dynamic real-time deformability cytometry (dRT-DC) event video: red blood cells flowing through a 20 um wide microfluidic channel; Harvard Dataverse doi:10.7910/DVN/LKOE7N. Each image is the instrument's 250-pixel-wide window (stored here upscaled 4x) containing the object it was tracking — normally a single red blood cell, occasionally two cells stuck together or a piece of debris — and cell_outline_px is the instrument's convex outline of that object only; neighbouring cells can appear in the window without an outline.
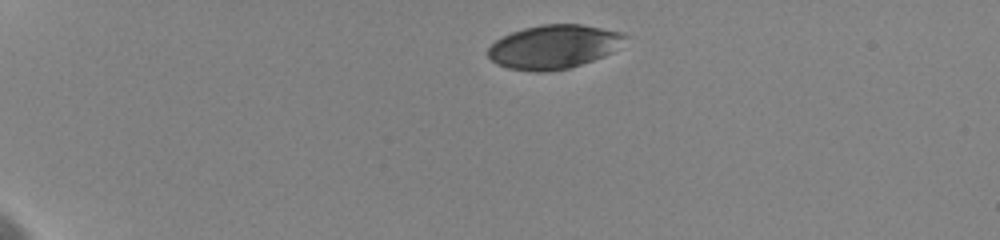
{"species": "human", "species_latin": "Homo sapiens", "temperature_condition": "cold", "stored_images_in_passage": 4, "camera_frame_rate_fps": 3000, "um_per_image_px": 0.085, "donor": {"sex": "female"}, "frame": {"image": 1, "passage_image": 1, "time_ms": 0.0, "image_size_px": [1000, 240], "cell_outline_px": [[628, 36], [612, 52], [604, 56], [568, 68], [544, 72], [536, 72], [508, 68], [496, 64], [488, 56], [488, 48], [496, 40], [512, 32], [524, 28], [540, 24], [580, 24], [620, 32]], "centroid_in_image_um": [47.04, 3.98], "position_along_channel_um": 38.0, "area_um2": 34.68}}